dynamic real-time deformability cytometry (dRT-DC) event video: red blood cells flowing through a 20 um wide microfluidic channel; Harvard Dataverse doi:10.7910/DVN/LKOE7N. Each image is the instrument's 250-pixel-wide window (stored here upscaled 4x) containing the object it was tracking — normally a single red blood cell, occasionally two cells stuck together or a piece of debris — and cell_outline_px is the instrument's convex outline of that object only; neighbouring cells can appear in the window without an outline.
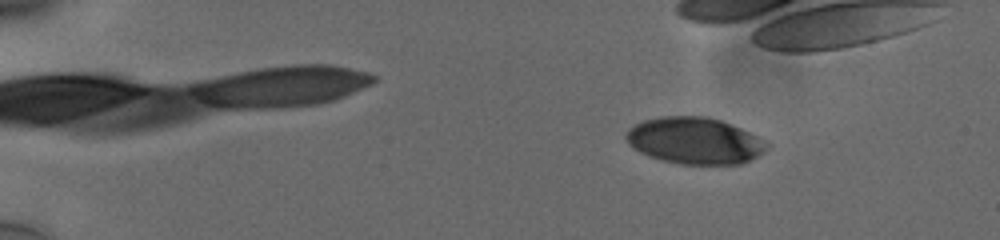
{"species": "human", "species_latin": "Homo sapiens", "temperature_condition": "cold", "stored_images_in_passage": 45, "camera_frame_rate_fps": 3000, "um_per_image_px": 0.085, "donor": {"sex": "male"}, "frame": {"image": 1, "passage_image": 7, "time_ms": 2.0, "image_size_px": [1000, 240], "cell_outline_px": [[768, 144], [764, 152], [740, 164], [680, 164], [648, 156], [640, 152], [628, 144], [624, 136], [628, 128], [644, 120], [660, 116], [708, 116], [720, 120], [740, 128], [748, 132]], "centroid_in_image_um": [58.98, 11.95], "position_along_channel_um": 26.0, "area_um2": 37.92}}
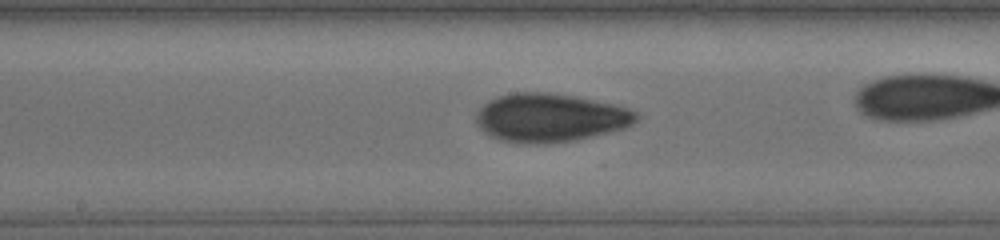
{"frame": {"image": 2, "passage_image": 30, "time_ms": 9.667, "image_size_px": [1000, 240], "cell_outline_px": [[640, 116], [632, 124], [624, 128], [576, 140], [548, 144], [516, 144], [500, 140], [492, 136], [480, 128], [476, 124], [476, 116], [480, 108], [484, 104], [500, 96], [516, 92], [544, 92], [572, 96], [616, 104], [628, 108], [636, 112]], "centroid_in_image_um": [46.77, 10.02], "position_along_channel_um": 201.4, "area_um2": 45.2}}
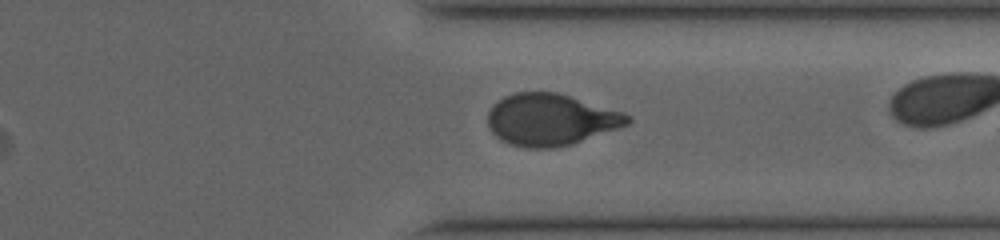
{"frame": {"image": 3, "passage_image": 43, "time_ms": 14.0, "image_size_px": [1000, 240], "cell_outline_px": [[632, 120], [628, 124], [620, 128], [572, 144], [552, 148], [528, 148], [512, 144], [496, 136], [492, 132], [488, 124], [488, 112], [492, 104], [504, 96], [516, 92], [556, 92], [624, 112], [632, 116]], "centroid_in_image_um": [46.83, 10.16], "position_along_channel_um": 364.6, "area_um2": 42.14}}